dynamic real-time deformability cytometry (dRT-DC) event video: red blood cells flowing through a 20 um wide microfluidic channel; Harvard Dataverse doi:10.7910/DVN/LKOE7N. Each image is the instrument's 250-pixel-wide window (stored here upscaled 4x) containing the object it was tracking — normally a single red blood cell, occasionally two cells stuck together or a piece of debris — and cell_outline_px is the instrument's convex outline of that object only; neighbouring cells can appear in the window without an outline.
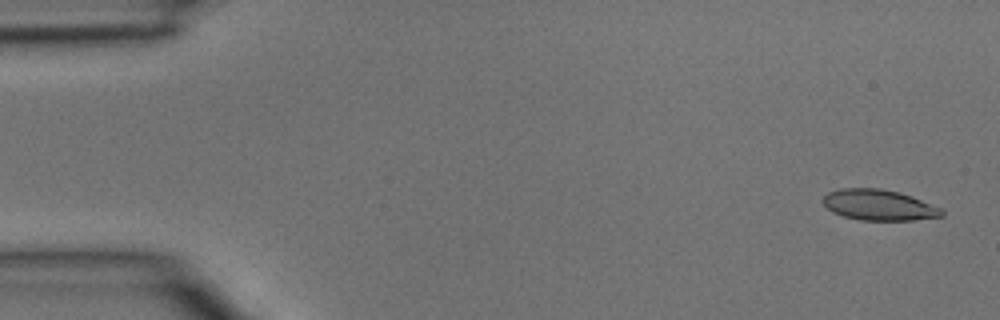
{"species": "common noctule bat (a hibernating species)", "species_latin": "Nyctalus noctula", "temperature_condition": "room temperature", "stored_images_in_passage": 4, "camera_frame_rate_fps": 3000, "um_per_image_px": 0.085, "animal": {"sex": "male", "body_mass_g": 15.6}, "frame": {"image": 1, "passage_image": 1, "time_ms": 0.0, "image_size_px": [1000, 320], "cell_outline_px": [[944, 216], [912, 220], [860, 220], [844, 216], [832, 212], [824, 204], [824, 196], [828, 192], [840, 188], [880, 188], [900, 192], [912, 196], [944, 208]], "centroid_in_image_um": [74.76, 17.42], "position_along_channel_um": 10.2, "area_um2": 21.44}}
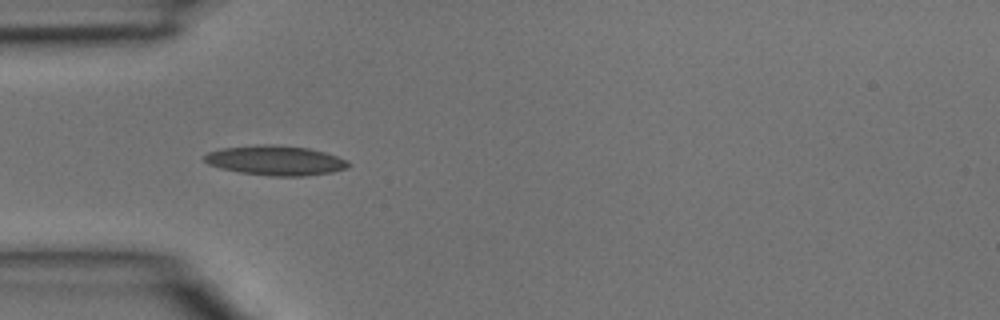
{"frame": {"image": 2, "passage_image": 4, "time_ms": 1.0, "image_size_px": [1000, 320], "cell_outline_px": [[352, 164], [348, 168], [332, 172], [304, 176], [268, 176], [240, 172], [220, 168], [208, 164], [204, 160], [204, 156], [208, 152], [220, 148], [256, 144], [272, 144], [308, 148], [324, 152], [336, 156]], "centroid_in_image_um": [23.39, 13.63], "position_along_channel_um": 61.6, "area_um2": 25.03}}